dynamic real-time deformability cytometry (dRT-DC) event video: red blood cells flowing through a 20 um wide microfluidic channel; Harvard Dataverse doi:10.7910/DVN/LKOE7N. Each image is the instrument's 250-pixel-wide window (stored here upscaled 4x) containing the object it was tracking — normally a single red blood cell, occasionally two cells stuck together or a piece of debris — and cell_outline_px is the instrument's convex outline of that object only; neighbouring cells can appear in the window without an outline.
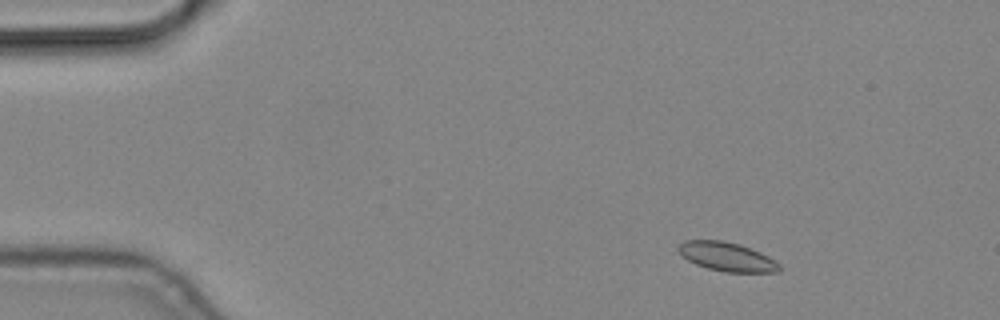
{"species": "common noctule bat (a hibernating species)", "species_latin": "Nyctalus noctula", "temperature_condition": "cold", "stored_images_in_passage": 4, "camera_frame_rate_fps": 3000, "um_per_image_px": 0.085, "animal": {"sex": "male", "body_mass_g": 19.2, "forearm_length_mm": 51.8}, "frame": {"image": 1, "passage_image": 2, "time_ms": 0.333, "image_size_px": [1000, 320], "cell_outline_px": [[780, 272], [724, 272], [708, 268], [696, 264], [688, 260], [676, 248], [684, 240], [724, 240], [740, 244], [760, 252], [768, 256], [780, 264]], "centroid_in_image_um": [61.8, 21.81], "position_along_channel_um": 23.2, "area_um2": 16.99}}
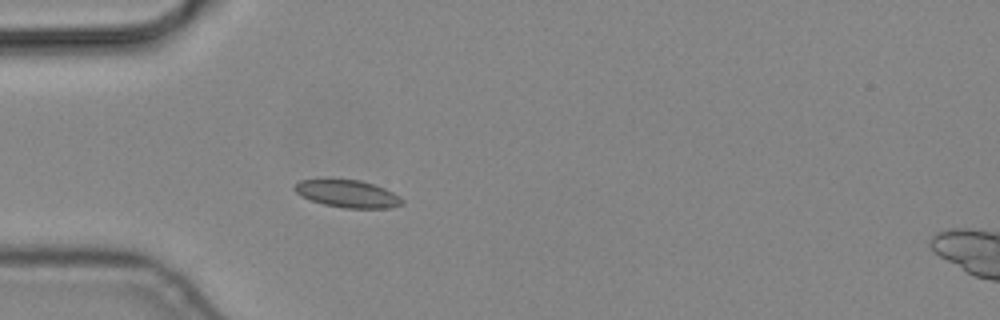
{"frame": {"image": 2, "passage_image": 4, "time_ms": 1.0, "image_size_px": [1000, 320], "cell_outline_px": [[404, 204], [388, 208], [344, 208], [324, 204], [300, 196], [292, 188], [300, 180], [360, 180], [384, 188], [400, 196], [404, 200]], "centroid_in_image_um": [29.56, 16.48], "position_along_channel_um": 55.4, "area_um2": 16.99}}